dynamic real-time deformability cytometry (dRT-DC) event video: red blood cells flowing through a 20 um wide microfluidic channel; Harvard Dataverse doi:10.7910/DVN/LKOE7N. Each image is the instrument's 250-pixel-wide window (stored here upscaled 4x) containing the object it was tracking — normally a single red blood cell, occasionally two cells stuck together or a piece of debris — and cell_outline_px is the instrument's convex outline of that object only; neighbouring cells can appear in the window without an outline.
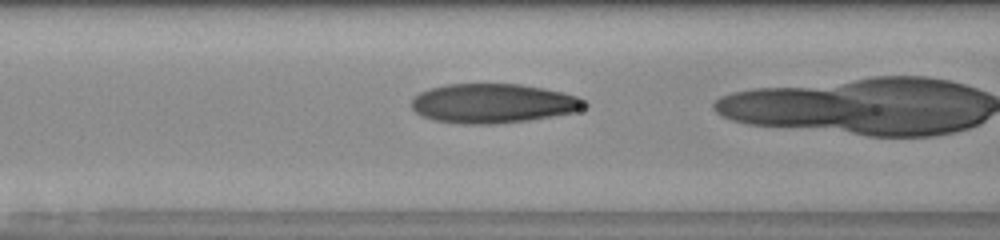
{"species": "human", "species_latin": "Homo sapiens", "temperature_condition": "room temperature", "stored_images_in_passage": 35, "camera_frame_rate_fps": 3000, "um_per_image_px": 0.085, "donor": {"sex": "male"}, "frame": {"image": 1, "passage_image": 18, "time_ms": 5.667, "image_size_px": [1000, 240], "cell_outline_px": [[588, 104], [584, 108], [576, 112], [532, 120], [496, 124], [460, 124], [432, 120], [420, 116], [412, 108], [412, 100], [420, 92], [428, 88], [448, 84], [520, 84], [544, 88], [576, 96], [584, 100]], "centroid_in_image_um": [41.91, 8.8], "position_along_channel_um": 124.7, "area_um2": 40.0}}
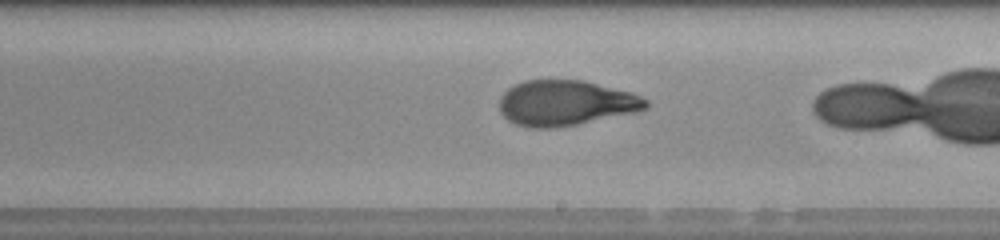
{"frame": {"image": 2, "passage_image": 26, "time_ms": 8.333, "image_size_px": [1000, 240], "cell_outline_px": [[648, 108], [636, 112], [576, 124], [552, 128], [528, 128], [516, 124], [508, 120], [500, 112], [500, 96], [508, 88], [524, 80], [584, 80], [632, 92], [648, 100]], "centroid_in_image_um": [48.08, 8.75], "position_along_channel_um": 240.9, "area_um2": 38.78}}